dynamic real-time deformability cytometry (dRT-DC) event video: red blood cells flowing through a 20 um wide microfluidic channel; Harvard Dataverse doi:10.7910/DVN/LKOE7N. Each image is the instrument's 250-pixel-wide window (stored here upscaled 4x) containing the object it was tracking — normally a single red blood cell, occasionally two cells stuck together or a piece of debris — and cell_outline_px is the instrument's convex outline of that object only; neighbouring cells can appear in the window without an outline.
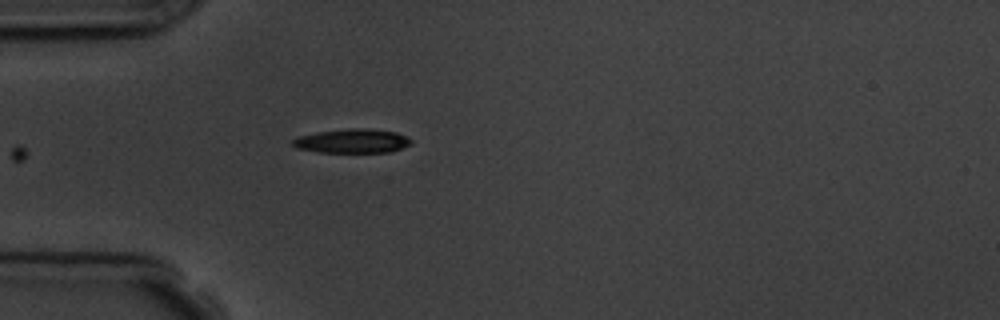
{"species": "common noctule bat (a hibernating species)", "species_latin": "Nyctalus noctula", "temperature_condition": "room temperature", "stored_images_in_passage": 6, "camera_frame_rate_fps": 3000, "um_per_image_px": 0.085, "animal": {"sex": "male", "body_mass_g": 19.5, "forearm_length_mm": 54.6}, "frame": {"image": 1, "passage_image": 6, "time_ms": 6.667, "image_size_px": [1000, 320], "cell_outline_px": [[412, 144], [392, 152], [316, 152], [296, 148], [292, 144], [292, 140], [300, 136], [316, 132], [348, 128], [368, 128], [396, 132], [408, 136], [412, 140]], "centroid_in_image_um": [29.98, 11.98], "position_along_channel_um": 55.0, "area_um2": 16.82}}